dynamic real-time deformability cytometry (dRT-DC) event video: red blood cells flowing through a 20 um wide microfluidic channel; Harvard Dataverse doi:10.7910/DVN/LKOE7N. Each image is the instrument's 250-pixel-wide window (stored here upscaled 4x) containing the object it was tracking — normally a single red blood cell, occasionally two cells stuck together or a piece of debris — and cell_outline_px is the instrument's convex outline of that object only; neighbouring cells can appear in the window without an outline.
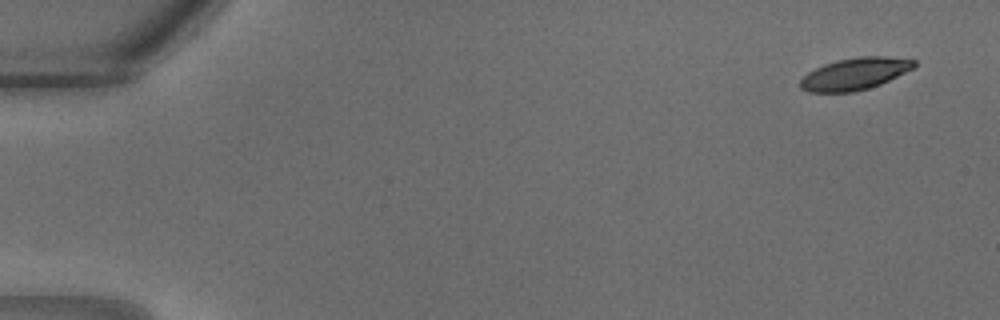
{"species": "common noctule bat (a hibernating species)", "species_latin": "Nyctalus noctula", "temperature_condition": "warm", "stored_images_in_passage": 32, "camera_frame_rate_fps": 3000, "um_per_image_px": 0.085, "animal": {"sex": "male", "body_mass_g": 18.8}, "frame": {"image": 1, "passage_image": 2, "time_ms": 0.333, "image_size_px": [1000, 320], "cell_outline_px": [[916, 68], [880, 84], [856, 92], [808, 92], [800, 88], [800, 80], [808, 72], [824, 64], [836, 60], [860, 56], [888, 56], [916, 60]], "centroid_in_image_um": [72.69, 6.27], "position_along_channel_um": 12.3, "area_um2": 21.39}}
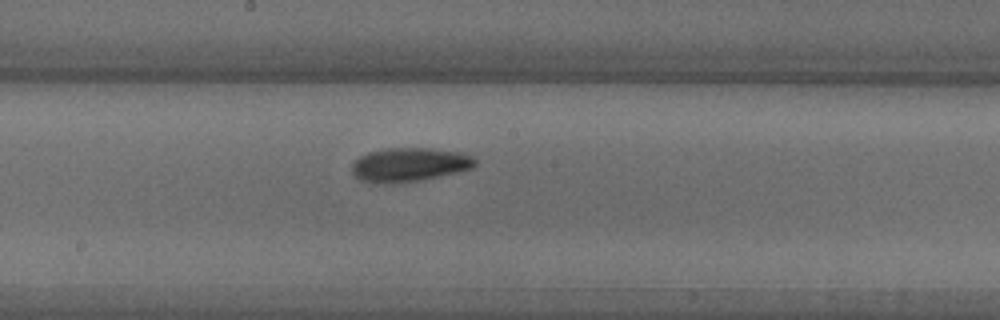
{"frame": {"image": 2, "passage_image": 18, "time_ms": 5.667, "image_size_px": [1000, 320], "cell_outline_px": [[476, 164], [472, 168], [440, 176], [420, 180], [388, 184], [372, 184], [360, 180], [352, 172], [352, 164], [360, 156], [368, 152], [384, 148], [432, 148], [464, 152], [476, 160]], "centroid_in_image_um": [34.78, 14.0], "position_along_channel_um": 213.4, "area_um2": 24.57}}
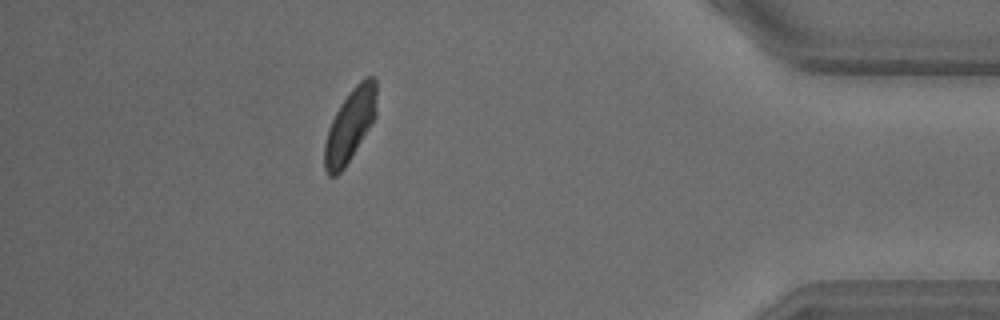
{"frame": {"image": 3, "passage_image": 29, "time_ms": 9.333, "image_size_px": [1000, 320], "cell_outline_px": [[376, 116], [344, 168], [336, 176], [328, 176], [324, 168], [324, 144], [328, 128], [340, 104], [352, 88], [364, 76], [372, 76], [376, 80]], "centroid_in_image_um": [29.74, 10.64], "position_along_channel_um": 405.5, "area_um2": 21.85}}